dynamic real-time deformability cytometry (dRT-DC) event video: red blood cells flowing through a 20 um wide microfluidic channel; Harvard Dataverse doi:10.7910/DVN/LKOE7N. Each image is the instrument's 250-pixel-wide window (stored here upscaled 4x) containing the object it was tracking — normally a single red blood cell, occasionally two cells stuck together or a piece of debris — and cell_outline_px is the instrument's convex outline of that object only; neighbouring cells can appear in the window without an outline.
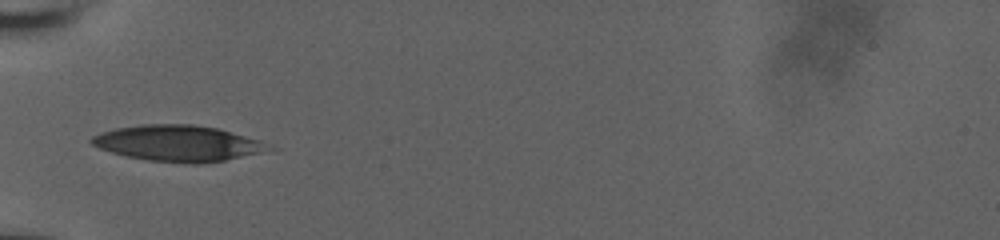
{"species": "human", "species_latin": "Homo sapiens", "temperature_condition": "room temperature", "stored_images_in_passage": 35, "camera_frame_rate_fps": 3000, "um_per_image_px": 0.085, "donor": {"sex": "male"}, "frame": {"image": 1, "passage_image": 1, "time_ms": 0.0, "image_size_px": [1000, 240], "cell_outline_px": [[280, 148], [224, 160], [196, 164], [192, 164], [148, 160], [128, 156], [112, 152], [100, 148], [92, 144], [88, 140], [92, 136], [100, 132], [116, 128], [140, 124], [192, 124], [216, 128], [272, 144]], "centroid_in_image_um": [15.14, 12.17], "position_along_channel_um": 69.9, "area_um2": 36.99}}
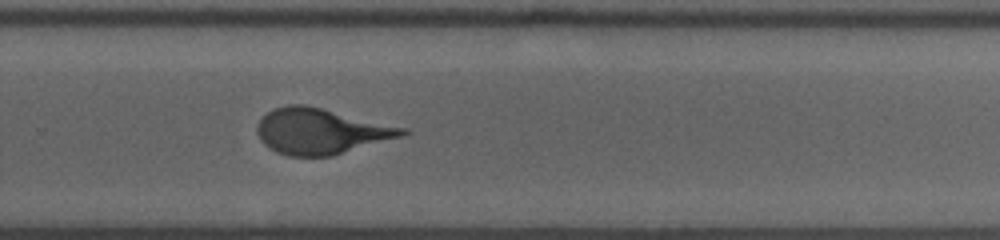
{"frame": {"image": 2, "passage_image": 19, "time_ms": 6.0, "image_size_px": [1000, 240], "cell_outline_px": [[412, 132], [400, 136], [332, 156], [288, 156], [276, 152], [264, 144], [260, 140], [256, 132], [256, 124], [272, 108], [288, 104], [304, 104], [408, 128]], "centroid_in_image_um": [27.24, 11.15], "position_along_channel_um": 302.6, "area_um2": 38.55}}
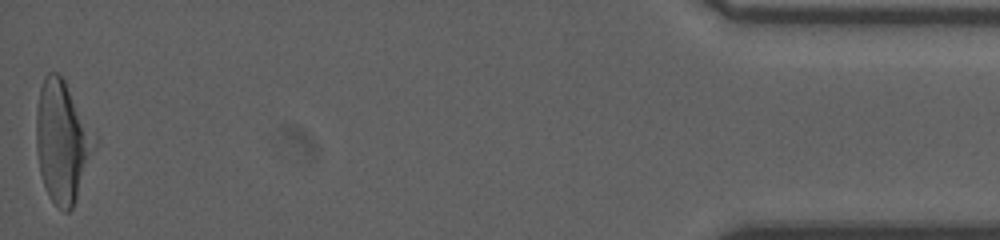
{"frame": {"image": 3, "passage_image": 35, "time_ms": 11.333, "image_size_px": [1000, 240], "cell_outline_px": [[100, 136], [72, 208], [68, 212], [64, 212], [48, 196], [40, 172], [36, 148], [36, 108], [40, 88], [44, 76], [48, 72], [56, 72], [64, 80]], "centroid_in_image_um": [5.33, 11.98], "position_along_channel_um": 429.9, "area_um2": 41.85}, "authors_computed_cell_mechanics": {"area_um2": 38.5526, "velocity_mm_per_s": 3.934, "shape_relaxation_time_tau1_ms": 4.0096, "shape_relaxation_time_tau2_ms": null, "deformation_change_tau1": 0.1799, "deformation_change_tau2": null}}